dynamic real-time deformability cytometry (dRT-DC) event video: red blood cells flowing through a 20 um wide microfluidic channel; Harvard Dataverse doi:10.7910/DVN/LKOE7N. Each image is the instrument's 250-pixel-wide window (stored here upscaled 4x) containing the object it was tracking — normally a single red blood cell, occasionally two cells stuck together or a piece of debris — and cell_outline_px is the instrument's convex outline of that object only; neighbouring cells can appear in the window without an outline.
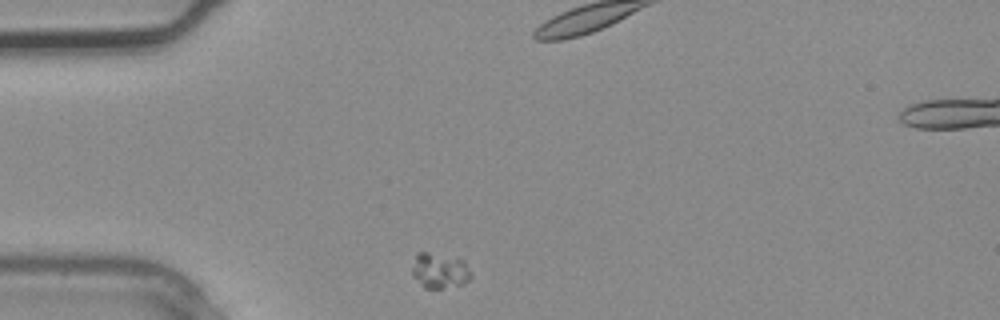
{"species": "common noctule bat (a hibernating species)", "species_latin": "Nyctalus noctula", "temperature_condition": "warm", "stored_images_in_passage": 2, "camera_frame_rate_fps": 3000, "um_per_image_px": 0.085, "animal": {"sex": "male", "body_mass_g": 20.4}, "frame": {"image": 1, "passage_image": 1, "time_ms": 0.0, "image_size_px": [1000, 320], "cell_outline_px": [[472, 276], [464, 284], [444, 288], [424, 288], [412, 276], [412, 268], [416, 252], [428, 252], [464, 260]], "centroid_in_image_um": [37.35, 23.01], "position_along_channel_um": 47.7, "area_um2": 12.14}}